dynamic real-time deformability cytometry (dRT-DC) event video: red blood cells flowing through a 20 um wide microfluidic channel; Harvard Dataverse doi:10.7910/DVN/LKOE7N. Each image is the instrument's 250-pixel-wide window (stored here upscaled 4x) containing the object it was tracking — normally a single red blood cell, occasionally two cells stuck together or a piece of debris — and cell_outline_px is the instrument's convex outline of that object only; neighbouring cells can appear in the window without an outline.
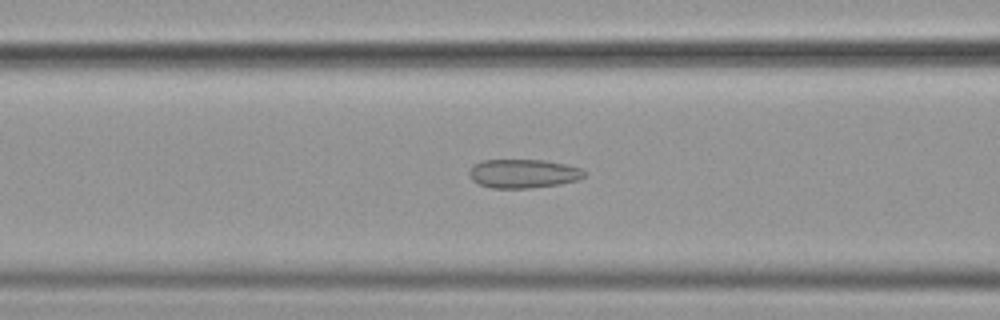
{"species": "common noctule bat (a hibernating species)", "species_latin": "Nyctalus noctula", "temperature_condition": "cold", "stored_images_in_passage": 59, "camera_frame_rate_fps": 3000, "um_per_image_px": 0.085, "animal": {"sex": "female", "body_mass_g": 19.9}, "frame": {"image": 1, "passage_image": 19, "time_ms": 6.0, "image_size_px": [1000, 320], "cell_outline_px": [[588, 172], [580, 180], [560, 184], [528, 188], [492, 188], [480, 184], [472, 180], [468, 172], [472, 164], [484, 160], [544, 160], [564, 164], [580, 168]], "centroid_in_image_um": [44.49, 14.75], "position_along_channel_um": 122.1, "area_um2": 19.42}}
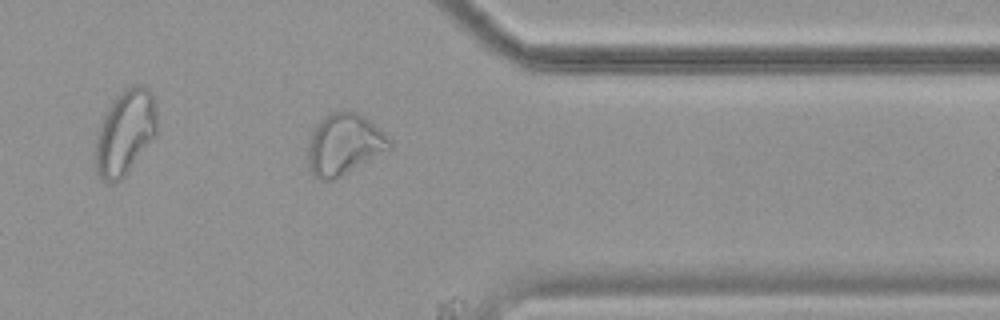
{"frame": {"image": 2, "passage_image": 51, "time_ms": 16.667, "image_size_px": [1000, 320], "cell_outline_px": [[392, 148], [336, 180], [320, 180], [312, 172], [308, 164], [308, 144], [312, 132], [316, 124], [324, 116], [332, 112], [360, 112], [384, 132], [392, 144]], "centroid_in_image_um": [29.26, 12.28], "position_along_channel_um": 382.1, "area_um2": 29.19}}